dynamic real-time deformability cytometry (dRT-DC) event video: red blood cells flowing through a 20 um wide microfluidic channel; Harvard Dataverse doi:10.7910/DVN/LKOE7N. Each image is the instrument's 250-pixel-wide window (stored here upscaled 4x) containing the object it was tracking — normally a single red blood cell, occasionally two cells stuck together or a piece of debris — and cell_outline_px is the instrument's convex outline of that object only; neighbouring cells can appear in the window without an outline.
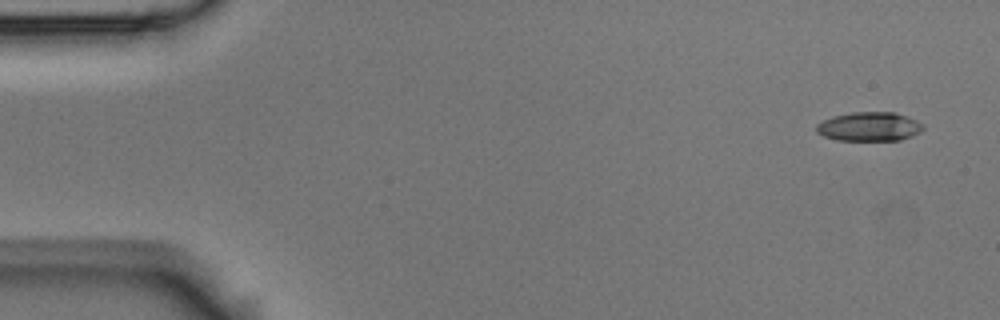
{"species": "Egyptian fruit bat (a non-hibernating species)", "species_latin": "Rousettus aegyptiacus", "temperature_condition": "room temperature", "stored_images_in_passage": 6, "camera_frame_rate_fps": 3000, "um_per_image_px": 0.085, "animal": {"sex": "male"}, "frame": {"image": 1, "passage_image": 1, "time_ms": 0.0, "image_size_px": [1000, 320], "cell_outline_px": [[924, 128], [920, 132], [912, 136], [900, 140], [836, 140], [824, 136], [816, 132], [816, 124], [832, 116], [852, 112], [896, 112], [916, 120], [924, 124]], "centroid_in_image_um": [73.89, 10.76], "position_along_channel_um": 11.1, "area_um2": 18.15}}
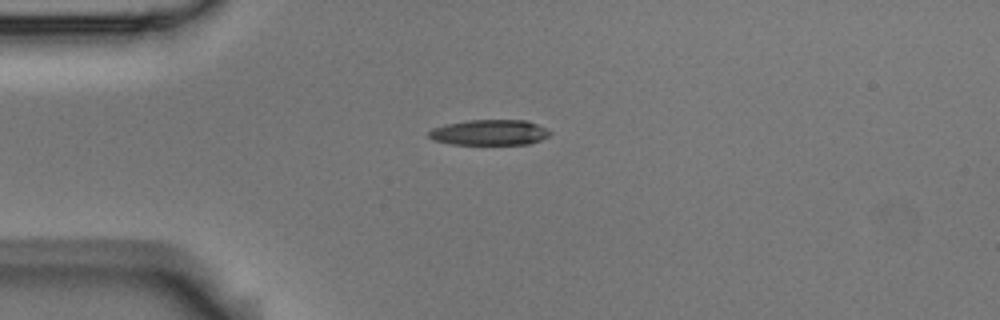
{"frame": {"image": 2, "passage_image": 4, "time_ms": 1.0, "image_size_px": [1000, 320], "cell_outline_px": [[552, 132], [548, 136], [540, 140], [528, 144], [452, 144], [432, 140], [428, 136], [428, 132], [432, 128], [444, 124], [468, 120], [528, 120]], "centroid_in_image_um": [41.57, 11.25], "position_along_channel_um": 43.4, "area_um2": 18.03}}
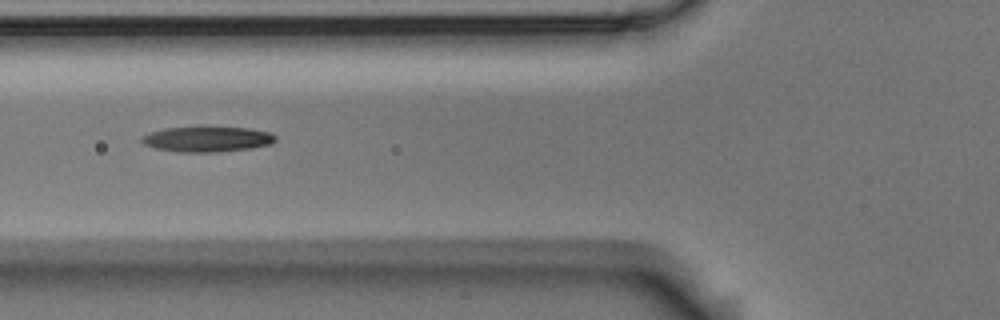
{"frame": {"image": 3, "passage_image": 6, "time_ms": 1.667, "image_size_px": [1000, 320], "cell_outline_px": [[276, 140], [268, 144], [252, 148], [216, 152], [180, 152], [156, 148], [144, 144], [140, 140], [140, 136], [164, 128], [200, 124], [204, 124], [252, 128], [272, 132], [276, 136]], "centroid_in_image_um": [17.62, 11.77], "position_along_channel_um": 108.2, "area_um2": 20.81}}